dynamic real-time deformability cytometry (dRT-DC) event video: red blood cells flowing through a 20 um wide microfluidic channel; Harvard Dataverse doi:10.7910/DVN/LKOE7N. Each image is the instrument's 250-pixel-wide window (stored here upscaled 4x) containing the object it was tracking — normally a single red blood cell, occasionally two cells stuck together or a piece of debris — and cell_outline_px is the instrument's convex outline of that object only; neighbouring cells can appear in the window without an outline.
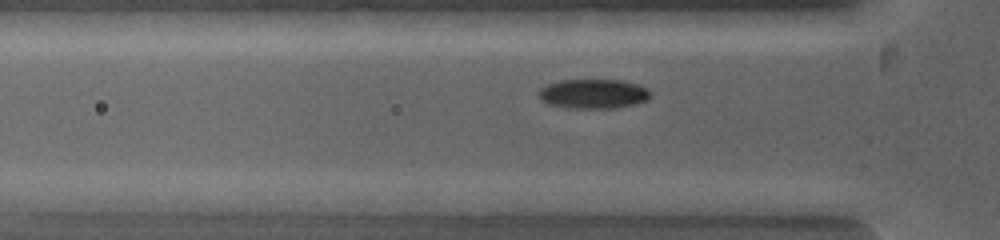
{"species": "common noctule bat (a hibernating species)", "species_latin": "Nyctalus noctula", "temperature_condition": "warm", "stored_images_in_passage": 4, "camera_frame_rate_fps": 5000, "um_per_image_px": 0.085, "animal": {"sex": "female", "body_mass_g": 19.0, "forearm_length_mm": 53.3}, "frame": {"image": 1, "passage_image": 2, "time_ms": 0.4, "image_size_px": [1000, 240], "cell_outline_px": [[648, 96], [644, 100], [636, 104], [616, 108], [576, 108], [548, 104], [540, 96], [540, 88], [548, 84], [560, 80], [620, 80], [636, 84], [644, 88], [648, 92]], "centroid_in_image_um": [50.41, 7.97], "position_along_channel_um": 75.4, "area_um2": 18.67}}